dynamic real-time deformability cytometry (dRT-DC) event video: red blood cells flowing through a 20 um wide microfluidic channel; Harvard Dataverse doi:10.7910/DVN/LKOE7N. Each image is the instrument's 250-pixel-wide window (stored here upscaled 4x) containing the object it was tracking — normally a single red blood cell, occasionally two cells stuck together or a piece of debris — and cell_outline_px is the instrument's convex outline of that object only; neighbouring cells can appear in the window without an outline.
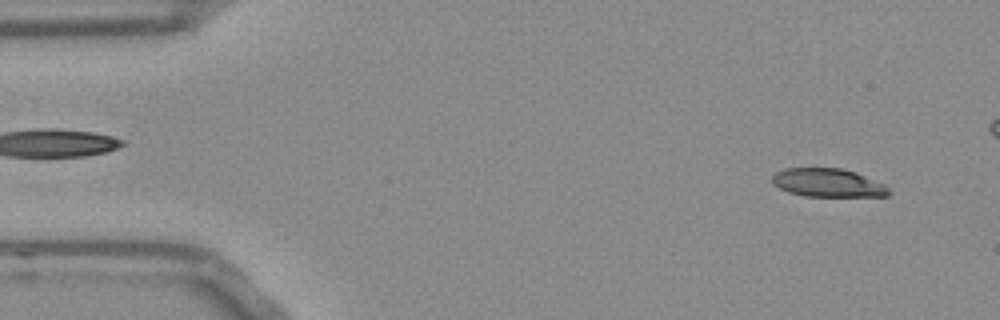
{"species": "Egyptian fruit bat (a non-hibernating species)", "species_latin": "Rousettus aegyptiacus", "temperature_condition": "room temperature", "stored_images_in_passage": 47, "camera_frame_rate_fps": 3000, "um_per_image_px": 0.085, "frame": {"image": 1, "passage_image": 3, "time_ms": 0.667, "image_size_px": [1000, 320], "cell_outline_px": [[892, 192], [888, 196], [804, 196], [788, 192], [772, 184], [772, 176], [776, 172], [784, 168], [840, 168], [856, 172], [884, 184]], "centroid_in_image_um": [70.37, 15.54], "position_along_channel_um": 14.6, "area_um2": 19.36}}
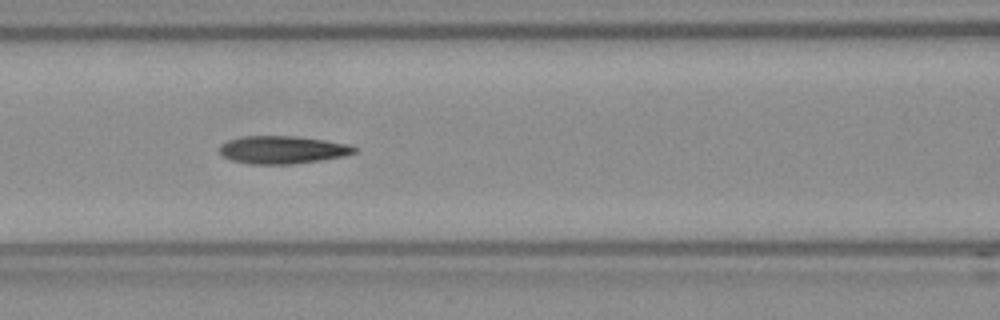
{"frame": {"image": 2, "passage_image": 21, "time_ms": 6.667, "image_size_px": [1000, 320], "cell_outline_px": [[360, 148], [356, 152], [344, 156], [320, 160], [288, 164], [252, 164], [232, 160], [224, 156], [220, 152], [220, 144], [228, 140], [240, 136], [296, 136], [324, 140], [348, 144]], "centroid_in_image_um": [24.03, 12.72], "position_along_channel_um": 142.6, "area_um2": 21.79}}
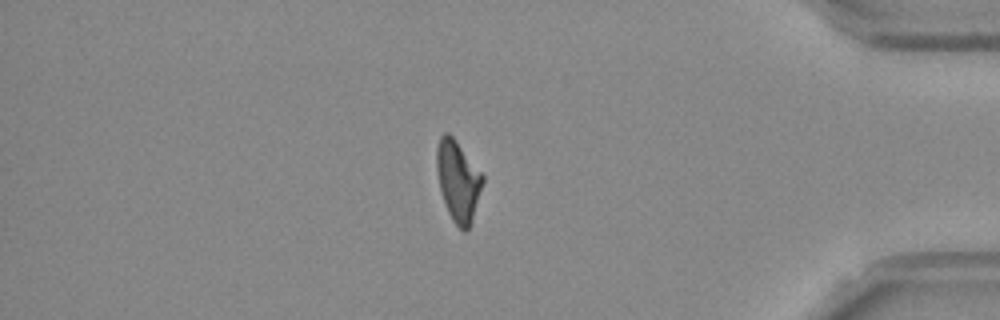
{"frame": {"image": 3, "passage_image": 44, "time_ms": 14.333, "image_size_px": [1000, 320], "cell_outline_px": [[484, 180], [472, 220], [468, 228], [464, 232], [452, 220], [448, 212], [440, 188], [436, 168], [436, 148], [440, 136], [444, 132], [448, 132], [456, 140], [484, 176]], "centroid_in_image_um": [38.92, 15.34], "position_along_channel_um": 396.3, "area_um2": 21.39}, "authors_computed_cell_mechanics": {"area_um2": 21.5016, "velocity_mm_per_s": 3.8001, "shape_relaxation_time_tau1_ms": 7.0315, "shape_relaxation_time_tau2_ms": 3.1238, "deformation_change_tau1": 0.2162, "deformation_change_tau2": 0.1304}}